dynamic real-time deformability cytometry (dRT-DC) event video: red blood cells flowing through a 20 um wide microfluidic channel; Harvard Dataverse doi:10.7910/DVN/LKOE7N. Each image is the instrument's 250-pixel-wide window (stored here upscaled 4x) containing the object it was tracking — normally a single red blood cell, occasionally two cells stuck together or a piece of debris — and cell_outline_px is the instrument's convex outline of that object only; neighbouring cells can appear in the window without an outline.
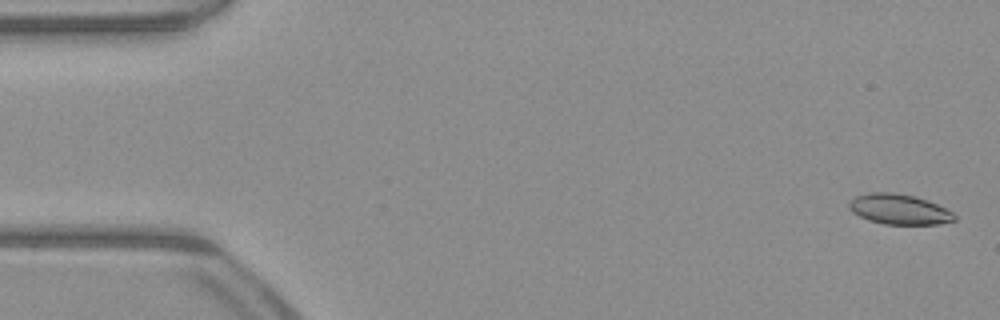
{"species": "common noctule bat (a hibernating species)", "species_latin": "Nyctalus noctula", "temperature_condition": "warm", "stored_images_in_passage": 52, "camera_frame_rate_fps": 3000, "um_per_image_px": 0.085, "animal": {"sex": "male", "body_mass_g": 23.1, "forearm_length_mm": 52.7}, "frame": {"image": 1, "passage_image": 2, "time_ms": 0.333, "image_size_px": [1000, 320], "cell_outline_px": [[956, 220], [940, 224], [884, 224], [868, 220], [852, 212], [848, 208], [848, 204], [856, 196], [868, 192], [892, 192], [912, 196], [928, 200], [952, 212], [956, 216]], "centroid_in_image_um": [76.41, 17.79], "position_along_channel_um": 8.6, "area_um2": 18.5}}
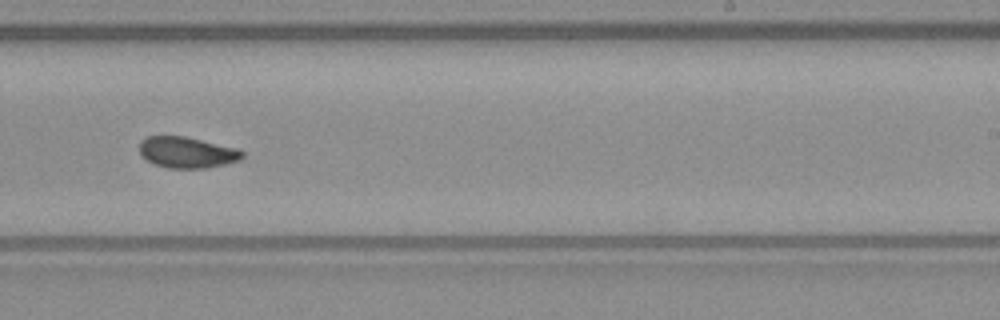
{"frame": {"image": 2, "passage_image": 32, "time_ms": 10.333, "image_size_px": [1000, 320], "cell_outline_px": [[244, 156], [240, 160], [224, 164], [204, 168], [168, 168], [156, 164], [140, 156], [140, 140], [148, 136], [184, 136], [236, 148], [244, 152]], "centroid_in_image_um": [15.88, 12.95], "position_along_channel_um": 273.1, "area_um2": 18.5}}
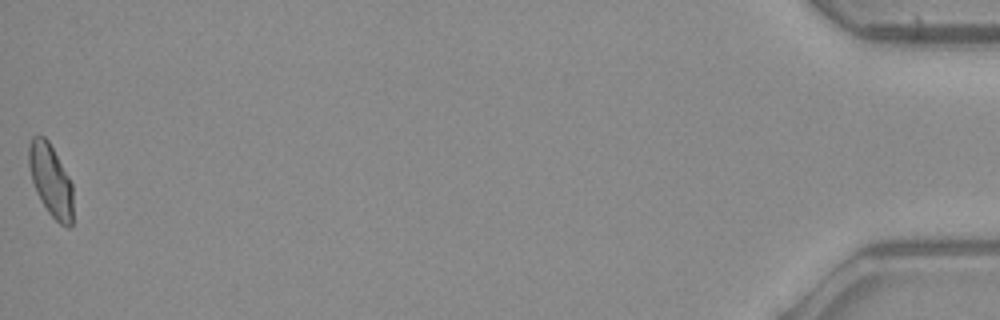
{"frame": {"image": 3, "passage_image": 52, "time_ms": 17.0, "image_size_px": [1000, 320], "cell_outline_px": [[72, 224], [68, 228], [60, 224], [48, 212], [40, 200], [36, 192], [32, 180], [28, 164], [28, 144], [32, 136], [44, 136], [48, 140], [68, 176], [72, 184]], "centroid_in_image_um": [4.29, 15.32], "position_along_channel_um": 430.9, "area_um2": 18.55}, "authors_computed_cell_mechanics": {"area_um2": 18.8139, "velocity_mm_per_s": 4.0097, "shape_relaxation_time_tau1_ms": null, "shape_relaxation_time_tau2_ms": 1.6244, "deformation_change_tau1": null, "deformation_change_tau2": 0.0675}}